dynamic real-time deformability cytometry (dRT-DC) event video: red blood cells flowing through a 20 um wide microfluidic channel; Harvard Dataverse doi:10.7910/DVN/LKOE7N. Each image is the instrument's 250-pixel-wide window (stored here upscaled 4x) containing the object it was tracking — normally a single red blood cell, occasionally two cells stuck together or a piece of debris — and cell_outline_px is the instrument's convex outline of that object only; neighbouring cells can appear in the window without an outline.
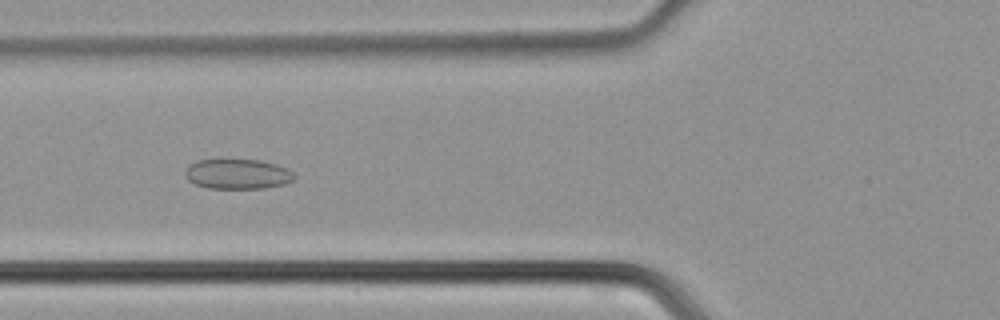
{"species": "common noctule bat (a hibernating species)", "species_latin": "Nyctalus noctula", "temperature_condition": "cold", "stored_images_in_passage": 48, "camera_frame_rate_fps": 3000, "um_per_image_px": 0.085, "animal": {"sex": "male", "body_mass_g": 21.5, "forearm_length_mm": 52.0}, "frame": {"image": 1, "passage_image": 19, "time_ms": 6.0, "image_size_px": [1000, 320], "cell_outline_px": [[296, 176], [292, 180], [284, 184], [264, 188], [208, 188], [196, 184], [188, 180], [184, 176], [184, 172], [196, 160], [224, 156], [260, 160], [276, 164], [288, 168]], "centroid_in_image_um": [20.17, 14.73], "position_along_channel_um": 105.6, "area_um2": 19.88}}
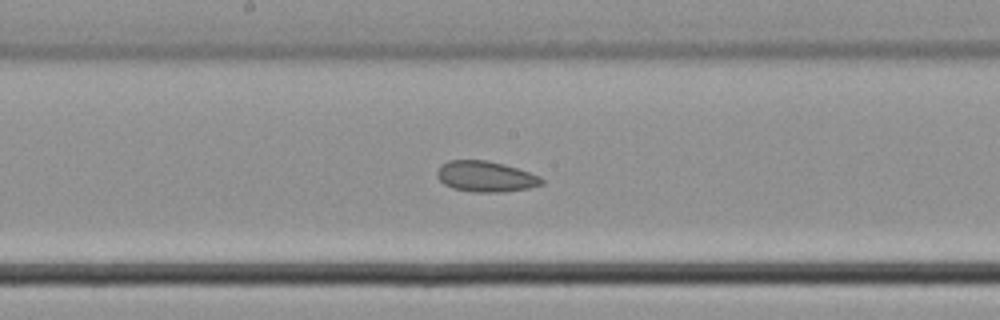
{"frame": {"image": 2, "passage_image": 26, "time_ms": 8.333, "image_size_px": [1000, 320], "cell_outline_px": [[544, 184], [528, 188], [504, 192], [472, 192], [452, 188], [444, 184], [436, 176], [436, 172], [440, 164], [448, 160], [484, 160], [504, 164], [540, 176], [544, 180]], "centroid_in_image_um": [41.25, 15.0], "position_along_channel_um": 206.9, "area_um2": 18.84}}
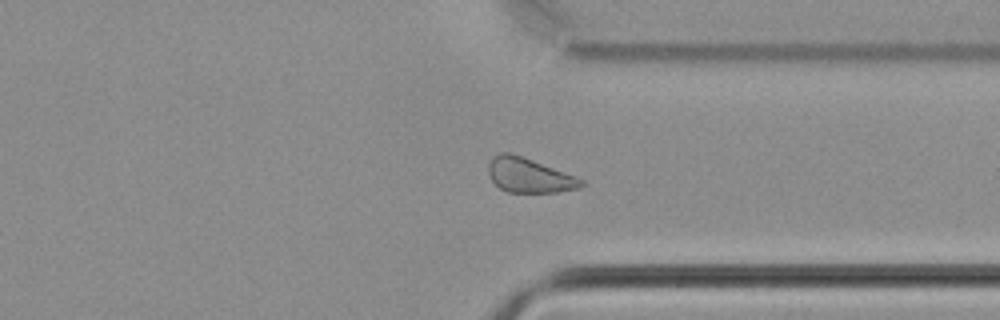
{"frame": {"image": 3, "passage_image": 37, "time_ms": 12.0, "image_size_px": [1000, 320], "cell_outline_px": [[584, 184], [580, 188], [556, 192], [508, 192], [500, 188], [492, 180], [488, 172], [488, 164], [492, 156], [500, 152], [508, 152], [532, 160], [564, 172], [584, 180]], "centroid_in_image_um": [44.95, 14.9], "position_along_channel_um": 366.5, "area_um2": 18.44}}